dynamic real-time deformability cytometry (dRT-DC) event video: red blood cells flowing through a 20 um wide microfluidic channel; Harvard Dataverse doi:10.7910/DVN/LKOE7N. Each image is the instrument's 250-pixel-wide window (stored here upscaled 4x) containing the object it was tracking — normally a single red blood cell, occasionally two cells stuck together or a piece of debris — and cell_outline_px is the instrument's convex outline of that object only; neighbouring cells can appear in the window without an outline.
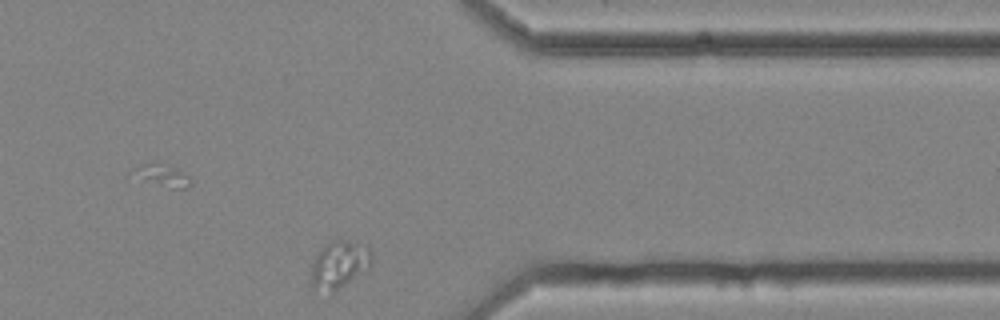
{"species": "common noctule bat (a hibernating species)", "species_latin": "Nyctalus noctula", "temperature_condition": "cold", "stored_images_in_passage": 58, "camera_frame_rate_fps": 3000, "um_per_image_px": 0.085, "animal": {"sex": "female", "body_mass_g": 25.1}, "frame": {"image": 1, "passage_image": 50, "time_ms": 16.333, "image_size_px": [1000, 320], "cell_outline_px": [[372, 264], [368, 268], [332, 292], [312, 288], [308, 284], [308, 280], [312, 264], [316, 256], [328, 244], [336, 240], [348, 240], [368, 244], [372, 252]], "centroid_in_image_um": [28.83, 22.48], "position_along_channel_um": 382.6, "area_um2": 16.7}}